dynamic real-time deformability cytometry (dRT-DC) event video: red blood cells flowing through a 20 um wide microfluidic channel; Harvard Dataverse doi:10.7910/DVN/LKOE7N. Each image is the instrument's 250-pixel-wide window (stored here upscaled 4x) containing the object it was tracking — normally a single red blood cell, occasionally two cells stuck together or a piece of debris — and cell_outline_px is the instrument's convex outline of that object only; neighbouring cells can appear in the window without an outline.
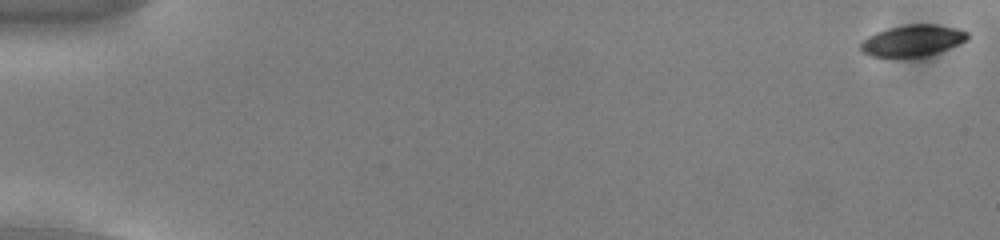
{"species": "common noctule bat (a hibernating species)", "species_latin": "Nyctalus noctula", "temperature_condition": "cold", "stored_images_in_passage": 49, "camera_frame_rate_fps": 3000, "um_per_image_px": 0.085, "animal": {"sex": "male", "body_mass_g": 13.0, "forearm_length_mm": 53.1}, "frame": {"image": 1, "passage_image": 1, "time_ms": 0.0, "image_size_px": [1000, 240], "cell_outline_px": [[968, 40], [948, 48], [924, 56], [868, 56], [860, 52], [860, 44], [868, 36], [876, 32], [888, 28], [908, 24], [936, 24], [956, 28], [968, 32]], "centroid_in_image_um": [77.55, 3.43], "position_along_channel_um": 7.5, "area_um2": 19.31}}
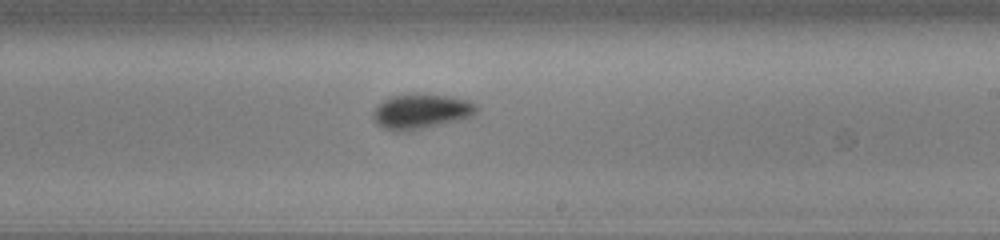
{"frame": {"image": 2, "passage_image": 34, "time_ms": 11.0, "image_size_px": [1000, 240], "cell_outline_px": [[480, 108], [476, 112], [460, 120], [408, 132], [392, 132], [376, 124], [372, 116], [376, 108], [384, 100], [392, 96], [416, 92], [424, 92], [448, 96], [468, 100], [476, 104]], "centroid_in_image_um": [35.78, 9.47], "position_along_channel_um": 253.2, "area_um2": 21.5}}
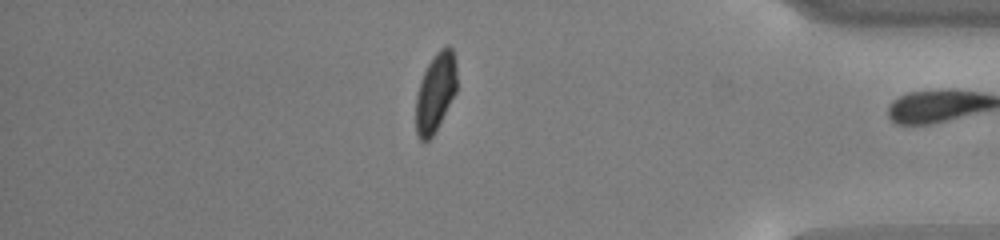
{"frame": {"image": 3, "passage_image": 48, "time_ms": 15.667, "image_size_px": [1000, 240], "cell_outline_px": [[456, 92], [432, 136], [428, 140], [420, 140], [416, 132], [416, 96], [420, 80], [428, 64], [436, 52], [444, 44], [448, 44], [452, 48], [456, 64]], "centroid_in_image_um": [37.01, 7.8], "position_along_channel_um": 398.2, "area_um2": 18.73}, "authors_computed_cell_mechanics": {"area_um2": 19.7676, "velocity_mm_per_s": 3.7426, "shape_relaxation_time_tau1_ms": 9.8362, "shape_relaxation_time_tau2_ms": null, "deformation_change_tau1": 0.2636, "deformation_change_tau2": null}}